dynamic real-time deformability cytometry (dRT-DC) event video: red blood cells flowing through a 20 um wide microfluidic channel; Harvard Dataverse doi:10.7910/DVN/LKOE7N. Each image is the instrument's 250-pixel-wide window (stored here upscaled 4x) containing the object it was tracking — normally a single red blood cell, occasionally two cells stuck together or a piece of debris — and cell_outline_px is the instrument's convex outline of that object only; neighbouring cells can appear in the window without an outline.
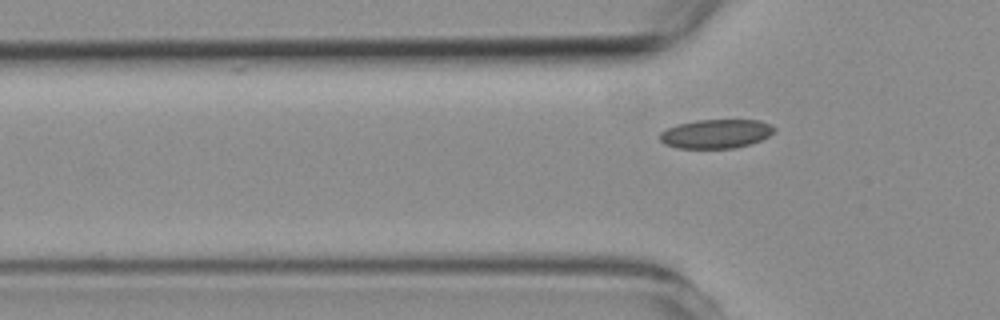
{"species": "common noctule bat (a hibernating species)", "species_latin": "Nyctalus noctula", "temperature_condition": "room temperature", "stored_images_in_passage": 6, "camera_frame_rate_fps": 3000, "um_per_image_px": 0.085, "animal": {"sex": "female", "body_mass_g": 19.3, "forearm_length_mm": 54.1}, "frame": {"image": 1, "passage_image": 6, "time_ms": 5.667, "image_size_px": [1000, 320], "cell_outline_px": [[776, 128], [768, 136], [760, 140], [748, 144], [732, 148], [676, 148], [664, 144], [660, 140], [660, 132], [676, 124], [696, 120], [760, 120], [772, 124]], "centroid_in_image_um": [60.84, 11.36], "position_along_channel_um": 65.0, "area_um2": 19.31}}